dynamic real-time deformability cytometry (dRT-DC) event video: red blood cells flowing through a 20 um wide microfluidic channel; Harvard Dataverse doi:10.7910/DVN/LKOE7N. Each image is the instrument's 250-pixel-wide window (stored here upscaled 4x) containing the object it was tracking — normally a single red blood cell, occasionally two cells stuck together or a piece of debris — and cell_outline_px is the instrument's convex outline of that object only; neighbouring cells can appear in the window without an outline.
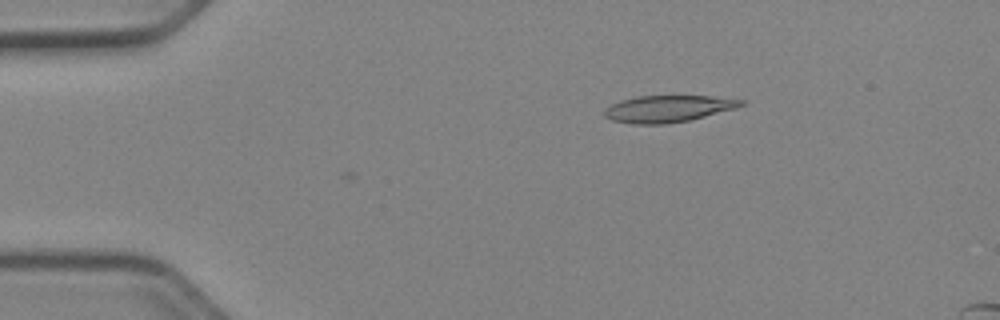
{"species": "Egyptian fruit bat (a non-hibernating species)", "species_latin": "Rousettus aegyptiacus", "temperature_condition": "cold", "stored_images_in_passage": 33, "camera_frame_rate_fps": 3000, "um_per_image_px": 0.085, "animal": {"sex": "female"}, "frame": {"image": 1, "passage_image": 1, "time_ms": 0.0, "image_size_px": [1000, 320], "cell_outline_px": [[748, 100], [744, 104], [736, 108], [688, 120], [668, 124], [632, 124], [612, 120], [604, 116], [604, 108], [620, 100], [636, 96], [712, 96]], "centroid_in_image_um": [56.77, 9.24], "position_along_channel_um": 28.2, "area_um2": 21.39}}
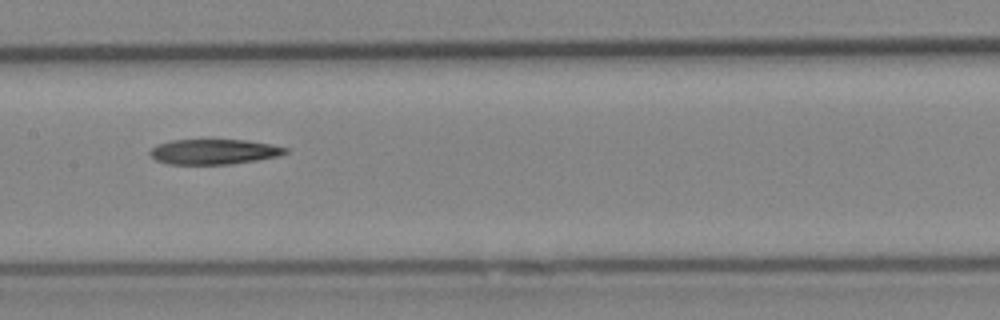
{"frame": {"image": 2, "passage_image": 18, "time_ms": 5.667, "image_size_px": [1000, 320], "cell_outline_px": [[288, 152], [280, 156], [232, 164], [168, 164], [156, 160], [148, 152], [156, 144], [168, 140], [244, 140], [272, 144], [288, 148]], "centroid_in_image_um": [18.18, 12.89], "position_along_channel_um": 189.2, "area_um2": 19.94}}
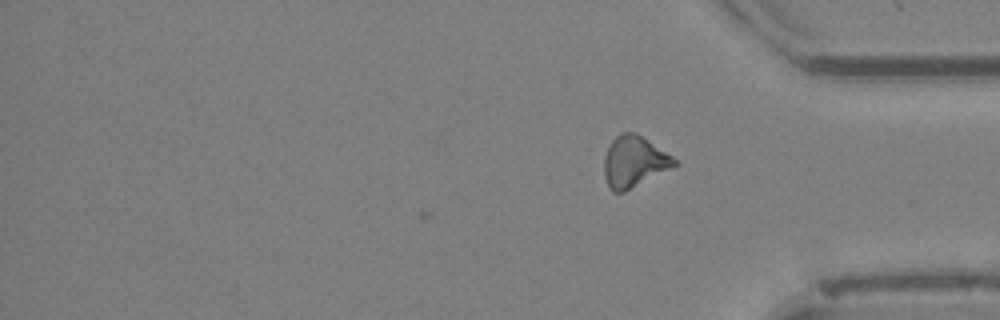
{"frame": {"image": 3, "passage_image": 33, "time_ms": 10.667, "image_size_px": [1000, 320], "cell_outline_px": [[680, 164], [624, 192], [612, 192], [604, 176], [604, 156], [608, 144], [620, 132], [636, 132], [680, 160]], "centroid_in_image_um": [53.92, 13.72], "position_along_channel_um": 381.3, "area_um2": 21.33}}